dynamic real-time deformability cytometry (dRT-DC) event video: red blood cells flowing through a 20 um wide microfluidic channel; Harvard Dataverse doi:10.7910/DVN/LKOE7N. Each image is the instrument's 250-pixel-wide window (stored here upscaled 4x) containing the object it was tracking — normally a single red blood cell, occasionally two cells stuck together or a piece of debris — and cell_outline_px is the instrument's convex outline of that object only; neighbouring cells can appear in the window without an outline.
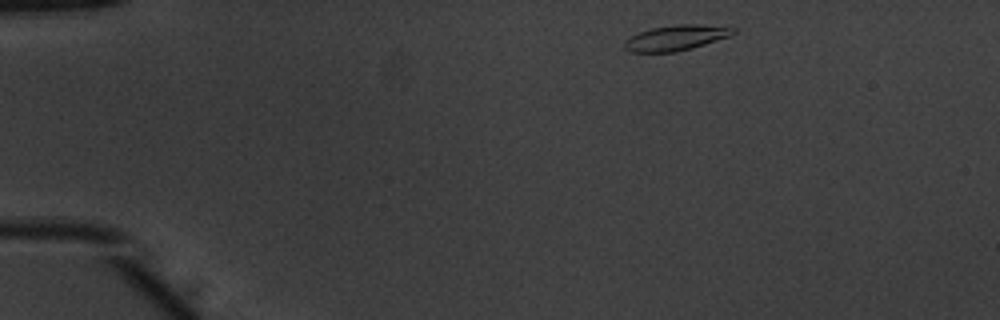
{"species": "common noctule bat (a hibernating species)", "species_latin": "Nyctalus noctula", "temperature_condition": "warm", "stored_images_in_passage": 44, "camera_frame_rate_fps": 3000, "um_per_image_px": 0.085, "animal": {"sex": "male", "body_mass_g": 20.1, "forearm_length_mm": 53.5}, "frame": {"image": 1, "passage_image": 1, "time_ms": 0.0, "image_size_px": [1000, 320], "cell_outline_px": [[736, 32], [728, 36], [692, 48], [676, 52], [628, 52], [624, 48], [624, 40], [640, 32], [652, 28], [676, 24], [696, 24], [736, 28]], "centroid_in_image_um": [57.42, 3.22], "position_along_channel_um": 27.6, "area_um2": 15.9}}
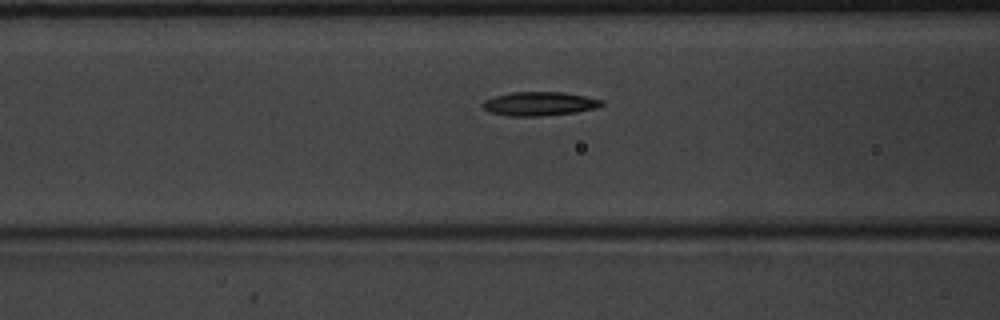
{"frame": {"image": 2, "passage_image": 14, "time_ms": 4.333, "image_size_px": [1000, 320], "cell_outline_px": [[604, 104], [600, 108], [576, 112], [540, 116], [508, 116], [492, 112], [484, 108], [480, 104], [484, 100], [496, 96], [512, 92], [564, 92], [588, 96], [604, 100]], "centroid_in_image_um": [45.92, 8.81], "position_along_channel_um": 120.7, "area_um2": 16.7}}
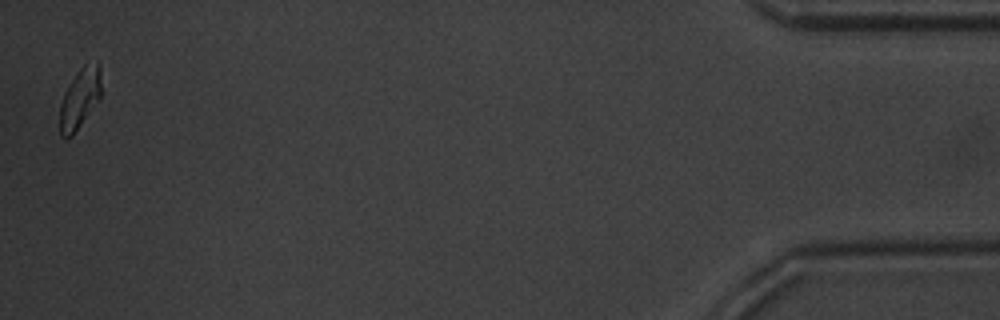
{"frame": {"image": 3, "passage_image": 44, "time_ms": 14.333, "image_size_px": [1000, 320], "cell_outline_px": [[100, 100], [72, 136], [60, 136], [60, 104], [64, 92], [76, 72], [84, 64], [96, 60], [100, 64]], "centroid_in_image_um": [6.8, 8.33], "position_along_channel_um": 428.4, "area_um2": 14.62}, "authors_computed_cell_mechanics": {"area_um2": 15.8083, "velocity_mm_per_s": 3.9137, "shape_relaxation_time_tau1_ms": 4.4176, "shape_relaxation_time_tau2_ms": 6.4247, "deformation_change_tau1": 0.1643, "deformation_change_tau2": 0.1185}}